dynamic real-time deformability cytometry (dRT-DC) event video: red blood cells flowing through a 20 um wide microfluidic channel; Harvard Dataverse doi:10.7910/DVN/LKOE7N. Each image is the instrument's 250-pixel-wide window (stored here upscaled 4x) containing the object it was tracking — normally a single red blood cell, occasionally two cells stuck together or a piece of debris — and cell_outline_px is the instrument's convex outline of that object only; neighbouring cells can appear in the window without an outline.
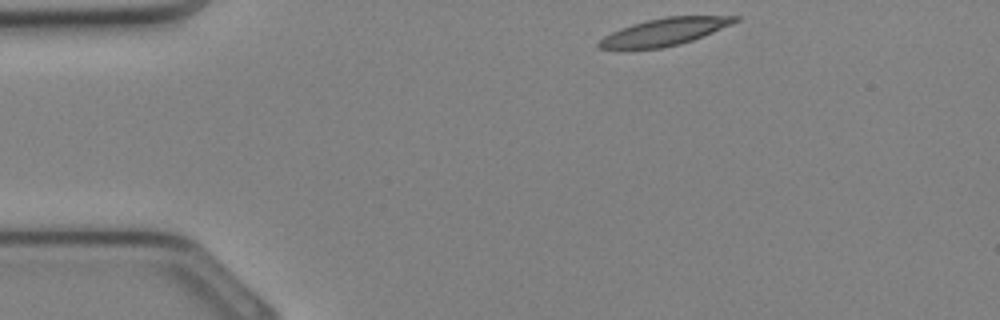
{"species": "Egyptian fruit bat (a non-hibernating species)", "species_latin": "Rousettus aegyptiacus", "temperature_condition": "cold", "stored_images_in_passage": 29, "camera_frame_rate_fps": 3000, "um_per_image_px": 0.085, "animal": {"sex": "female"}, "frame": {"image": 1, "passage_image": 1, "time_ms": 0.0, "image_size_px": [1000, 320], "cell_outline_px": [[740, 20], [732, 24], [692, 40], [680, 44], [664, 48], [600, 48], [596, 44], [604, 36], [620, 28], [632, 24], [648, 20], [668, 16], [740, 16]], "centroid_in_image_um": [56.51, 2.69], "position_along_channel_um": 28.5, "area_um2": 21.27}}
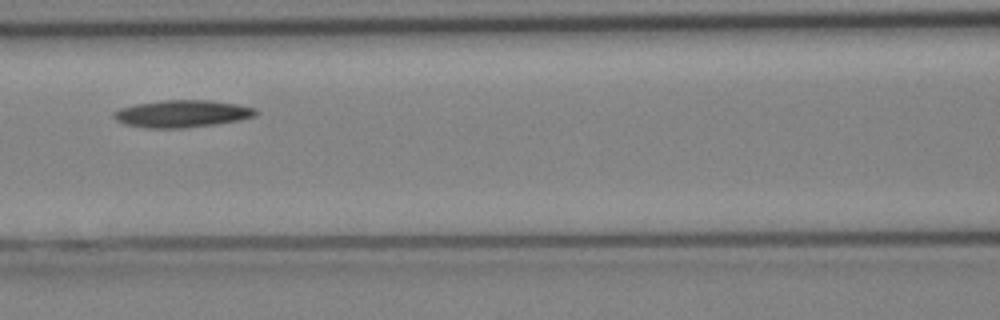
{"frame": {"image": 2, "passage_image": 10, "time_ms": 3.0, "image_size_px": [1000, 320], "cell_outline_px": [[256, 116], [240, 120], [216, 124], [184, 128], [144, 128], [124, 124], [116, 120], [112, 116], [112, 112], [120, 108], [132, 104], [164, 100], [212, 100], [236, 104], [256, 108]], "centroid_in_image_um": [15.44, 9.66], "position_along_channel_um": 151.2, "area_um2": 22.77}}
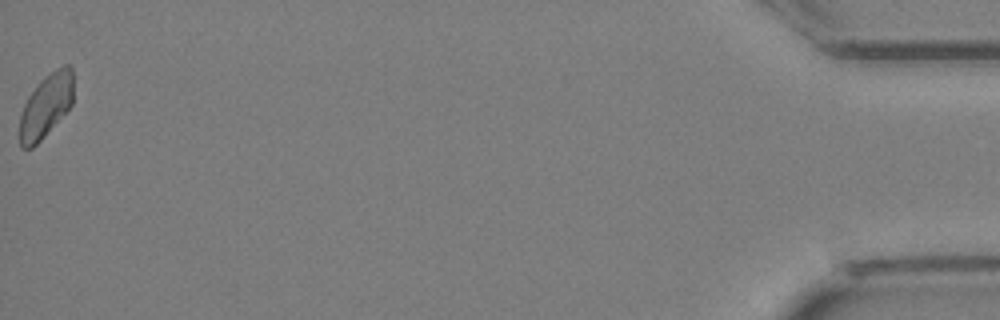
{"frame": {"image": 3, "passage_image": 29, "time_ms": 9.333, "image_size_px": [1000, 320], "cell_outline_px": [[72, 104], [44, 136], [32, 148], [20, 148], [20, 116], [24, 104], [28, 96], [40, 80], [44, 76], [56, 68], [64, 64], [72, 64]], "centroid_in_image_um": [3.9, 8.95], "position_along_channel_um": 431.3, "area_um2": 19.71}}